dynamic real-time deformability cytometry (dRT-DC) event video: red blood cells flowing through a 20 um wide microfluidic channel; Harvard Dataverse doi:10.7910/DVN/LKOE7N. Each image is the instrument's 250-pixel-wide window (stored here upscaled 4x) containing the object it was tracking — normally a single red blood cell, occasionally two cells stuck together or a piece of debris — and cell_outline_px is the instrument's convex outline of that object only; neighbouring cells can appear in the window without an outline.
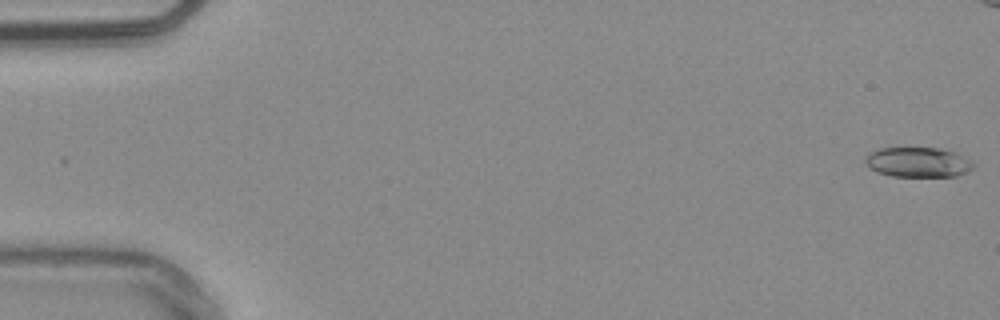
{"species": "common noctule bat (a hibernating species)", "species_latin": "Nyctalus noctula", "temperature_condition": "warm", "stored_images_in_passage": 47, "camera_frame_rate_fps": 3000, "um_per_image_px": 0.085, "animal": {"sex": "male", "body_mass_g": 20.4}, "frame": {"image": 1, "passage_image": 1, "time_ms": 0.0, "image_size_px": [1000, 320], "cell_outline_px": [[976, 164], [968, 172], [956, 176], [892, 176], [876, 172], [864, 160], [864, 156], [868, 152], [880, 148], [940, 148], [956, 152], [964, 156]], "centroid_in_image_um": [78.04, 13.78], "position_along_channel_um": 7.0, "area_um2": 18.96}}
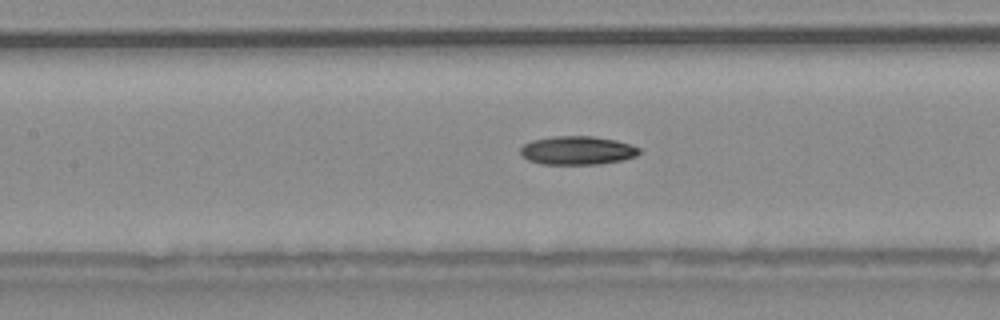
{"frame": {"image": 2, "passage_image": 25, "time_ms": 8.0, "image_size_px": [1000, 320], "cell_outline_px": [[640, 152], [636, 156], [620, 160], [600, 164], [540, 164], [528, 160], [520, 156], [520, 148], [524, 144], [532, 140], [552, 136], [592, 136], [616, 140], [632, 144], [640, 148]], "centroid_in_image_um": [49.05, 12.78], "position_along_channel_um": 158.4, "area_um2": 19.94}}
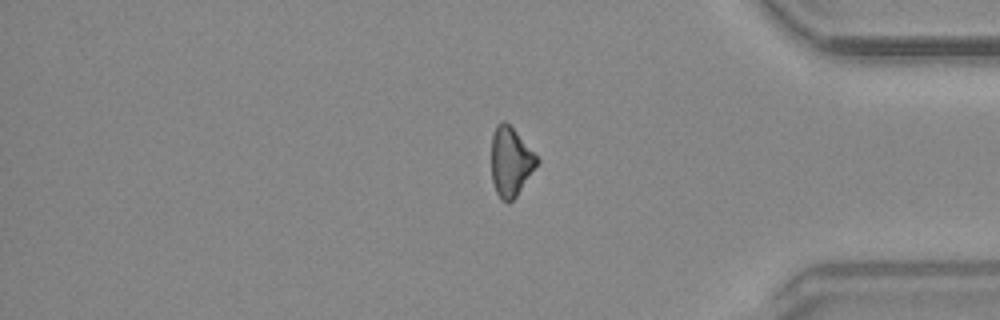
{"frame": {"image": 3, "passage_image": 45, "time_ms": 14.667, "image_size_px": [1000, 320], "cell_outline_px": [[540, 160], [516, 196], [508, 204], [500, 200], [496, 192], [492, 180], [492, 136], [496, 124], [500, 120], [504, 120], [516, 132]], "centroid_in_image_um": [43.38, 13.76], "position_along_channel_um": 391.8, "area_um2": 18.15}}